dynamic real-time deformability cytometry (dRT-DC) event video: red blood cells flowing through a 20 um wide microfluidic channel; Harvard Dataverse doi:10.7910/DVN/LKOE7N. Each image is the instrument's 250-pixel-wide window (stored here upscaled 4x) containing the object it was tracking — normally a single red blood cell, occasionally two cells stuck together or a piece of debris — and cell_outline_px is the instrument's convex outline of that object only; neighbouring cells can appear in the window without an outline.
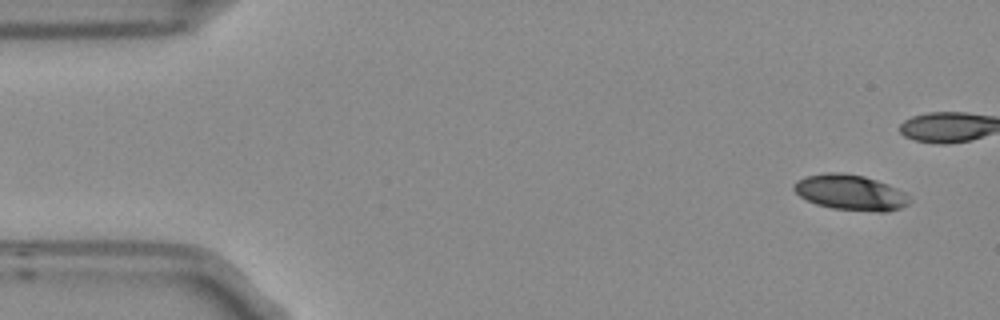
{"species": "Egyptian fruit bat (a non-hibernating species)", "species_latin": "Rousettus aegyptiacus", "temperature_condition": "room temperature", "stored_images_in_passage": 5, "camera_frame_rate_fps": 3000, "um_per_image_px": 0.085, "frame": {"image": 1, "passage_image": 1, "time_ms": 0.0, "image_size_px": [1000, 320], "cell_outline_px": [[908, 204], [900, 208], [888, 212], [876, 212], [832, 208], [816, 204], [800, 196], [792, 188], [792, 184], [796, 180], [804, 176], [824, 172], [840, 172], [864, 176], [888, 184], [904, 192], [908, 196]], "centroid_in_image_um": [72.24, 16.35], "position_along_channel_um": 12.8, "area_um2": 23.99}}
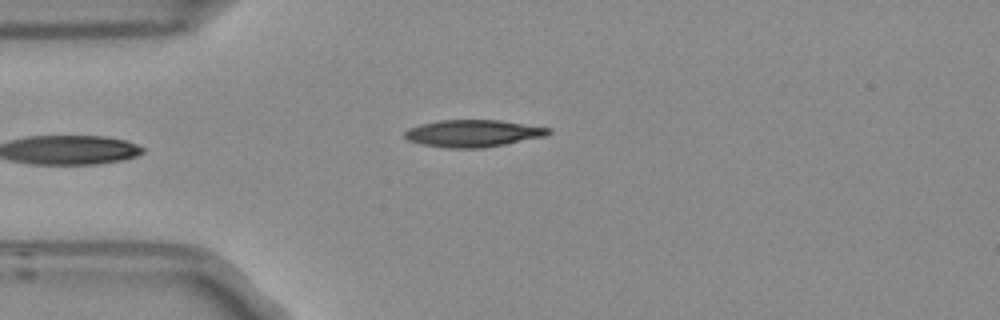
{"frame": {"image": 2, "passage_image": 5, "time_ms": 1.333, "image_size_px": [1000, 320], "cell_outline_px": [[552, 132], [544, 136], [484, 148], [448, 148], [420, 144], [408, 140], [404, 136], [404, 132], [408, 128], [420, 124], [440, 120], [500, 120], [548, 128]], "centroid_in_image_um": [40.14, 11.33], "position_along_channel_um": 44.9, "area_um2": 22.54}}